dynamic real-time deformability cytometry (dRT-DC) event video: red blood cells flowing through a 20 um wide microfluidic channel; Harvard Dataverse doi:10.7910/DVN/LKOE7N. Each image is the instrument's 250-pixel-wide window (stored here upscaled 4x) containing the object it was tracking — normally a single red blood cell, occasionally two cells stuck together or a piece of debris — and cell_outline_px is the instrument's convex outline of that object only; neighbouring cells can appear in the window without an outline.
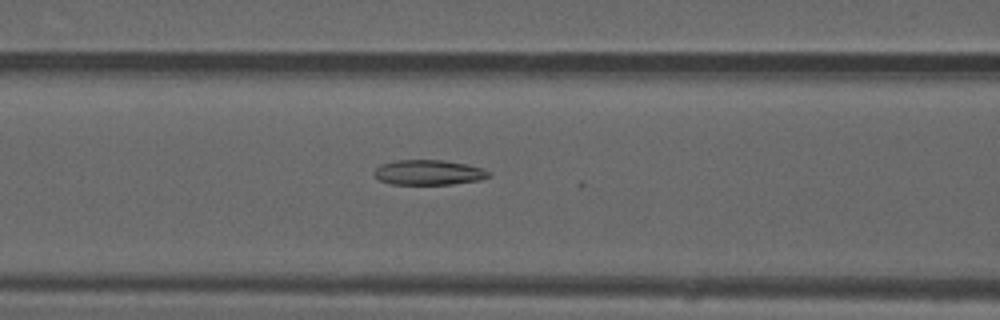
{"species": "common noctule bat (a hibernating species)", "species_latin": "Nyctalus noctula", "temperature_condition": "warm", "stored_images_in_passage": 48, "camera_frame_rate_fps": 3000, "um_per_image_px": 0.085, "animal": {"sex": "male", "forearm_length_mm": 52.5}, "frame": {"image": 1, "passage_image": 21, "time_ms": 6.667, "image_size_px": [1000, 320], "cell_outline_px": [[492, 176], [480, 180], [452, 184], [392, 184], [380, 180], [372, 172], [380, 164], [396, 160], [444, 160], [464, 164], [480, 168], [492, 172]], "centroid_in_image_um": [36.44, 14.66], "position_along_channel_um": 130.2, "area_um2": 16.7}}
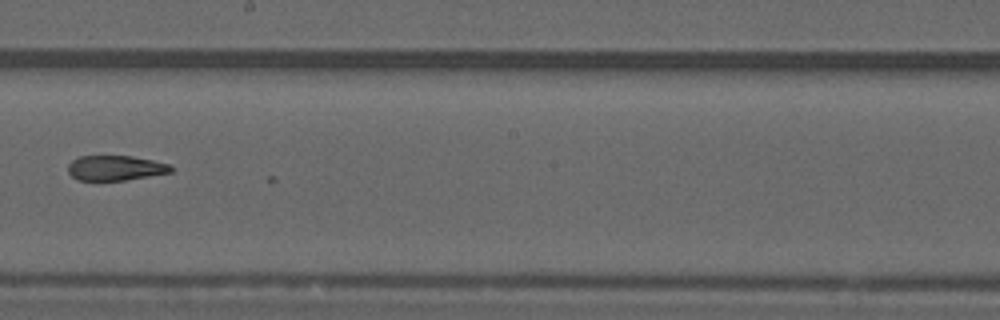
{"frame": {"image": 2, "passage_image": 29, "time_ms": 9.333, "image_size_px": [1000, 320], "cell_outline_px": [[172, 172], [124, 180], [76, 180], [68, 172], [68, 164], [72, 160], [80, 156], [132, 156], [152, 160], [168, 164], [172, 168]], "centroid_in_image_um": [9.77, 14.27], "position_along_channel_um": 238.4, "area_um2": 14.85}}
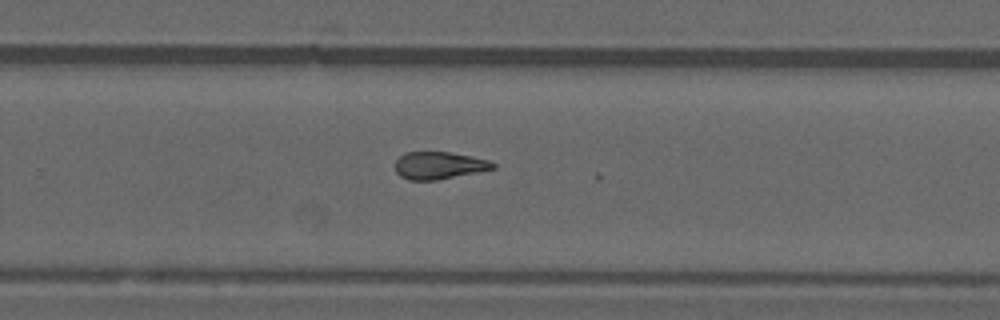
{"frame": {"image": 3, "passage_image": 33, "time_ms": 10.667, "image_size_px": [1000, 320], "cell_outline_px": [[496, 168], [480, 172], [436, 180], [408, 180], [400, 176], [396, 172], [396, 160], [404, 152], [448, 152], [472, 156], [492, 160], [496, 164]], "centroid_in_image_um": [37.36, 14.06], "position_along_channel_um": 292.4, "area_um2": 15.78}, "authors_computed_cell_mechanics": {"area_um2": 16.7331, "velocity_mm_per_s": 4.0855, "shape_relaxation_time_tau1_ms": null, "shape_relaxation_time_tau2_ms": 5.9421, "deformation_change_tau1": null, "deformation_change_tau2": 0.1461}}